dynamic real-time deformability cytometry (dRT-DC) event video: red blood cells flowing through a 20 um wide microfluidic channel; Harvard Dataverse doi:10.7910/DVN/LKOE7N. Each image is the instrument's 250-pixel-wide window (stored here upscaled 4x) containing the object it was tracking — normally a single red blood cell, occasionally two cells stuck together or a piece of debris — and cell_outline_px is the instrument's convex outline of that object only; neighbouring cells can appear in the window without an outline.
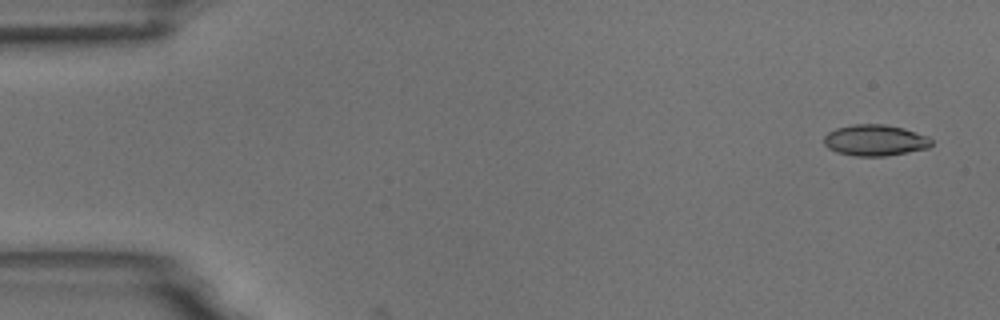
{"species": "common noctule bat (a hibernating species)", "species_latin": "Nyctalus noctula", "temperature_condition": "room temperature", "stored_images_in_passage": 2, "camera_frame_rate_fps": 3000, "um_per_image_px": 0.085, "animal": {"sex": "male", "body_mass_g": 18.8}, "frame": {"image": 1, "passage_image": 1, "time_ms": 0.0, "image_size_px": [1000, 320], "cell_outline_px": [[932, 144], [928, 148], [908, 152], [884, 156], [856, 156], [836, 152], [828, 148], [824, 144], [824, 136], [828, 132], [836, 128], [852, 124], [884, 124], [904, 128], [928, 136], [932, 140]], "centroid_in_image_um": [74.37, 11.92], "position_along_channel_um": 10.6, "area_um2": 19.59}}